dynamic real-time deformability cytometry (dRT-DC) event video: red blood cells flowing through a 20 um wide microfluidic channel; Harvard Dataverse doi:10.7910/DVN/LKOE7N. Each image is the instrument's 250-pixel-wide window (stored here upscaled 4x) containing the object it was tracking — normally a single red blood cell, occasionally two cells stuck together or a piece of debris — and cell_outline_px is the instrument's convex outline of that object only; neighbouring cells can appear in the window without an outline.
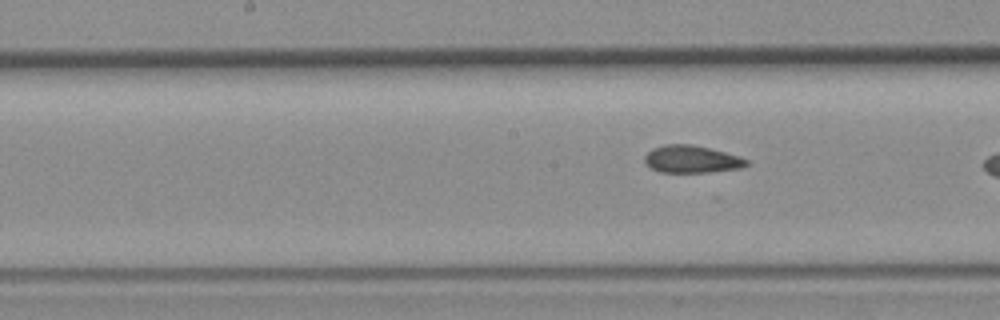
{"species": "common noctule bat (a hibernating species)", "species_latin": "Nyctalus noctula", "temperature_condition": "room temperature", "stored_images_in_passage": 5, "segment_of_instrument_passage": [2, 2], "camera_frame_rate_fps": 3000, "um_per_image_px": 0.085, "animal": {"sex": "female", "body_mass_g": 19.3, "forearm_length_mm": 54.1}, "frame": {"image": 1, "passage_image": 5, "time_ms": 1.333, "image_size_px": [1000, 320], "cell_outline_px": [[748, 164], [740, 168], [708, 172], [660, 172], [652, 168], [644, 160], [644, 156], [652, 148], [664, 144], [692, 144], [740, 156], [748, 160]], "centroid_in_image_um": [58.78, 13.52], "position_along_channel_um": 189.4, "area_um2": 16.13}}